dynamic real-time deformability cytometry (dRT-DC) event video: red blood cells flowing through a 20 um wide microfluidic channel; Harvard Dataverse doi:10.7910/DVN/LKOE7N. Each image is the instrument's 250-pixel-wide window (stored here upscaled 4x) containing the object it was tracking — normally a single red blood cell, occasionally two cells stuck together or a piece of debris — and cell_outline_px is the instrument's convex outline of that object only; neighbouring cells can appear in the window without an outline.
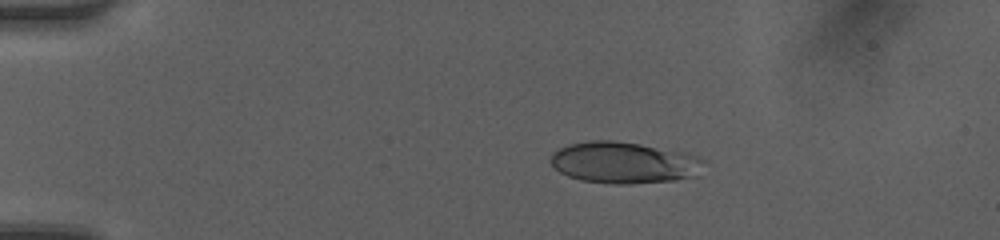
{"species": "human", "species_latin": "Homo sapiens", "temperature_condition": "room temperature", "stored_images_in_passage": 41, "camera_frame_rate_fps": 3000, "um_per_image_px": 0.085, "donor": {"sex": "female"}, "frame": {"image": 1, "passage_image": 2, "time_ms": 0.333, "image_size_px": [1000, 240], "cell_outline_px": [[708, 160], [700, 176], [676, 180], [628, 184], [612, 184], [580, 180], [568, 176], [560, 172], [548, 160], [552, 152], [568, 144], [592, 140], [612, 140], [640, 144], [688, 152]], "centroid_in_image_um": [53.12, 13.82], "position_along_channel_um": 31.9, "area_um2": 37.86}}
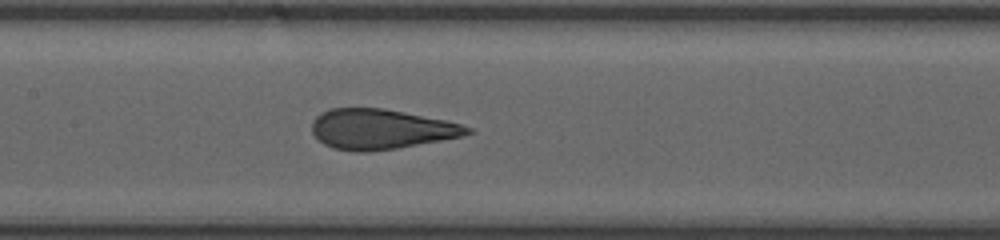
{"frame": {"image": 2, "passage_image": 17, "time_ms": 5.333, "image_size_px": [1000, 240], "cell_outline_px": [[472, 132], [464, 136], [396, 148], [368, 152], [356, 152], [336, 148], [324, 144], [312, 132], [312, 120], [320, 112], [328, 108], [384, 108], [444, 120], [460, 124], [472, 128]], "centroid_in_image_um": [32.35, 10.97], "position_along_channel_um": 175.1, "area_um2": 36.13}}
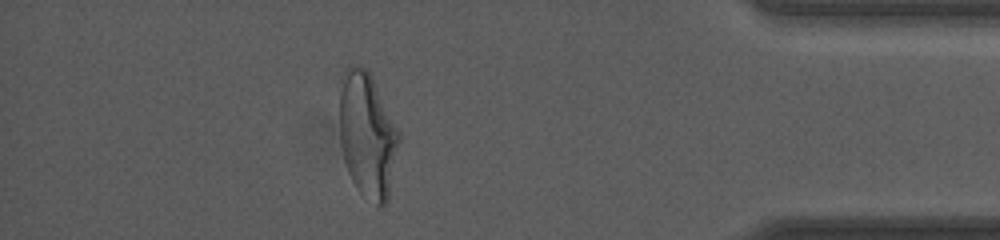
{"frame": {"image": 3, "passage_image": 36, "time_ms": 11.667, "image_size_px": [1000, 240], "cell_outline_px": [[400, 140], [388, 200], [384, 204], [376, 204], [360, 192], [356, 188], [348, 172], [344, 160], [340, 144], [340, 76], [348, 64], [360, 64], [372, 76], [400, 132]], "centroid_in_image_um": [31.22, 11.42], "position_along_channel_um": 404.0, "area_um2": 43.64}, "authors_computed_cell_mechanics": {"area_um2": 36.7608, "velocity_mm_per_s": 4.1789, "shape_relaxation_time_tau1_ms": 5.5364, "shape_relaxation_time_tau2_ms": null, "deformation_change_tau1": 0.2299, "deformation_change_tau2": null}}